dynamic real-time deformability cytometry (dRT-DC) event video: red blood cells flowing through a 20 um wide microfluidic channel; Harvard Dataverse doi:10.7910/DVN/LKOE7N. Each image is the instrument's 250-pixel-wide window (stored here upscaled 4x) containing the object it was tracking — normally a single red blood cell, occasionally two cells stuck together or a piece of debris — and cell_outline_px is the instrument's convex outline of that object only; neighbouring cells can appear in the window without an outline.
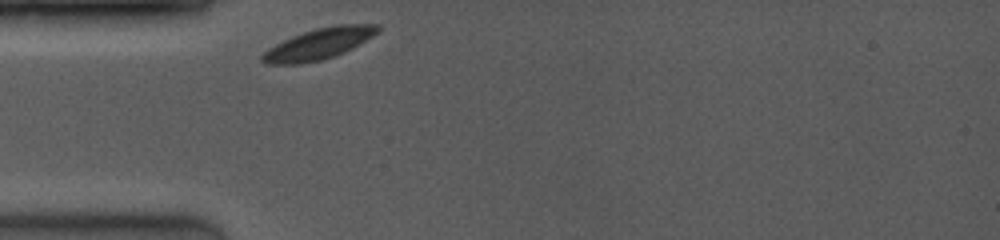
{"species": "common noctule bat (a hibernating species)", "species_latin": "Nyctalus noctula", "temperature_condition": "room temperature", "stored_images_in_passage": 6, "camera_frame_rate_fps": 4000, "um_per_image_px": 0.085, "animal": {"sex": "female", "body_mass_g": 19.0, "forearm_length_mm": 53.3}, "frame": {"image": 1, "passage_image": 1, "time_ms": 0.0, "image_size_px": [1000, 240], "cell_outline_px": [[380, 28], [372, 36], [332, 56], [320, 60], [296, 64], [268, 64], [260, 60], [260, 56], [268, 48], [292, 36], [316, 28], [336, 24], [376, 24]], "centroid_in_image_um": [27.02, 3.71], "position_along_channel_um": 58.0, "area_um2": 20.17}}